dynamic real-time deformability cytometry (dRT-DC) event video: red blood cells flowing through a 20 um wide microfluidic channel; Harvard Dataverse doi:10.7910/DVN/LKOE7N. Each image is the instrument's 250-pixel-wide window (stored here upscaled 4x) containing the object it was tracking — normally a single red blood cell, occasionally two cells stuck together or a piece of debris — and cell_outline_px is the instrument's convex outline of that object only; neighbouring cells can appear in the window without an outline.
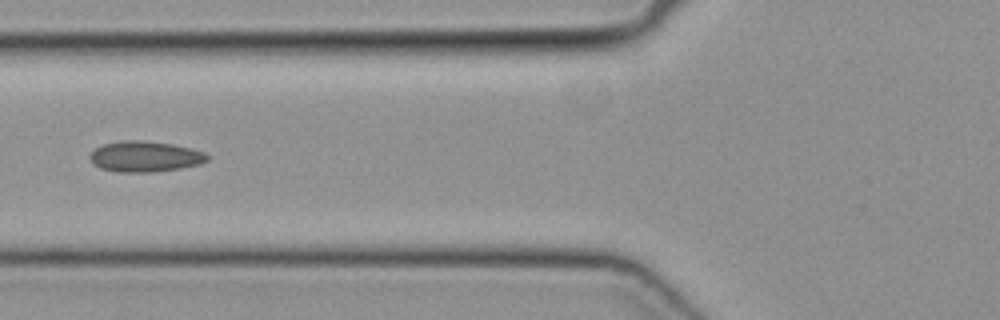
{"species": "common noctule bat (a hibernating species)", "species_latin": "Nyctalus noctula", "temperature_condition": "cold", "stored_images_in_passage": 40, "camera_frame_rate_fps": 3000, "um_per_image_px": 0.085, "animal": {"sex": "female", "body_mass_g": 19.3, "forearm_length_mm": 54.1}, "frame": {"image": 1, "passage_image": 12, "time_ms": 3.667, "image_size_px": [1000, 320], "cell_outline_px": [[208, 160], [200, 164], [180, 168], [148, 172], [116, 172], [100, 168], [92, 164], [88, 156], [96, 148], [104, 144], [124, 140], [140, 140], [172, 144], [192, 148], [204, 152], [208, 156]], "centroid_in_image_um": [12.3, 13.3], "position_along_channel_um": 113.5, "area_um2": 20.98}}
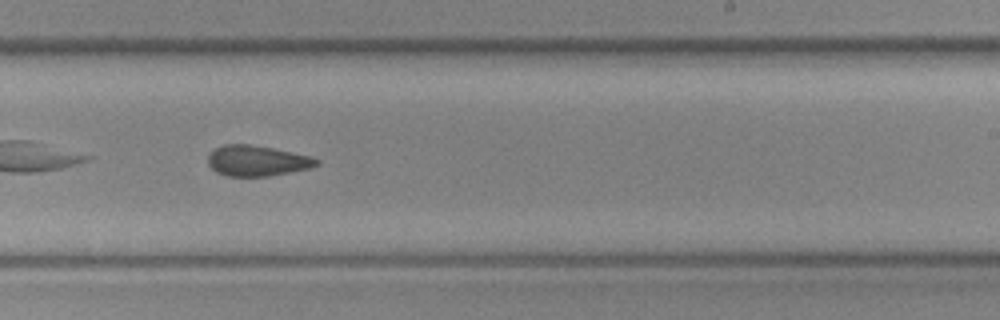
{"frame": {"image": 2, "passage_image": 23, "time_ms": 7.333, "image_size_px": [1000, 320], "cell_outline_px": [[320, 164], [312, 168], [268, 176], [228, 176], [216, 172], [208, 164], [208, 156], [216, 148], [224, 144], [248, 144], [272, 148], [308, 156], [320, 160]], "centroid_in_image_um": [21.85, 13.67], "position_along_channel_um": 267.1, "area_um2": 19.19}}
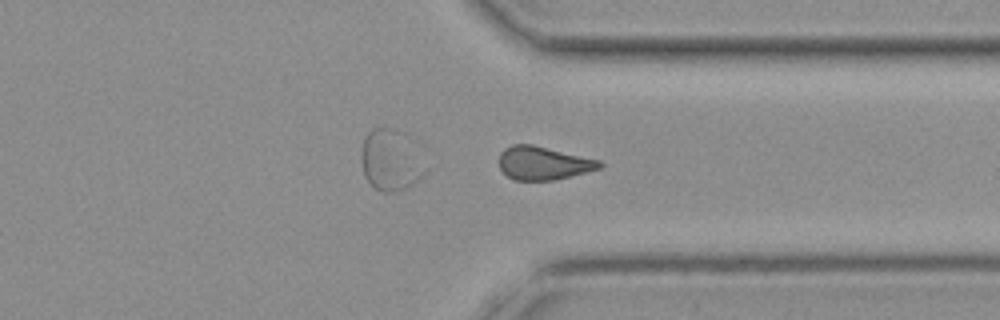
{"frame": {"image": 3, "passage_image": 30, "time_ms": 9.667, "image_size_px": [1000, 320], "cell_outline_px": [[604, 164], [600, 168], [556, 180], [512, 180], [500, 168], [500, 152], [504, 148], [512, 144], [532, 144], [600, 160]], "centroid_in_image_um": [46.18, 13.86], "position_along_channel_um": 365.2, "area_um2": 19.48}}